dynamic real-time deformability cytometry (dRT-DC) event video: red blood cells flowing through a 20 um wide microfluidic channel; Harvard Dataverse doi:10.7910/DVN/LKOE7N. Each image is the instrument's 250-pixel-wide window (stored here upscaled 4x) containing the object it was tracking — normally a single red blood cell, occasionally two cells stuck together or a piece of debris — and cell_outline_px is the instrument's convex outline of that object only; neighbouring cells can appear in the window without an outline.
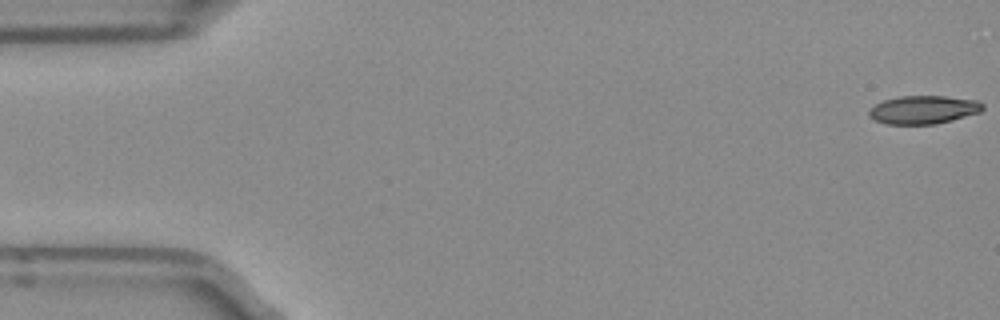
{"species": "Egyptian fruit bat (a non-hibernating species)", "species_latin": "Rousettus aegyptiacus", "temperature_condition": "room temperature", "stored_images_in_passage": 41, "camera_frame_rate_fps": 3000, "um_per_image_px": 0.085, "frame": {"image": 1, "passage_image": 1, "time_ms": 0.0, "image_size_px": [1000, 320], "cell_outline_px": [[984, 108], [980, 112], [952, 120], [936, 124], [884, 124], [868, 116], [868, 112], [876, 104], [884, 100], [900, 96], [944, 96], [976, 100], [984, 104]], "centroid_in_image_um": [78.5, 9.33], "position_along_channel_um": 6.5, "area_um2": 18.67}}
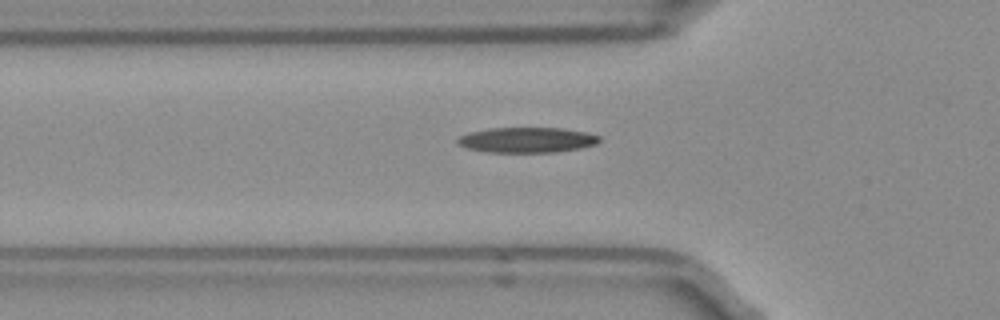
{"frame": {"image": 2, "passage_image": 17, "time_ms": 5.333, "image_size_px": [1000, 320], "cell_outline_px": [[600, 140], [596, 144], [580, 148], [556, 152], [488, 152], [468, 148], [456, 144], [456, 140], [460, 136], [468, 132], [492, 128], [564, 128], [588, 132], [600, 136]], "centroid_in_image_um": [44.8, 11.89], "position_along_channel_um": 81.0, "area_um2": 20.98}}
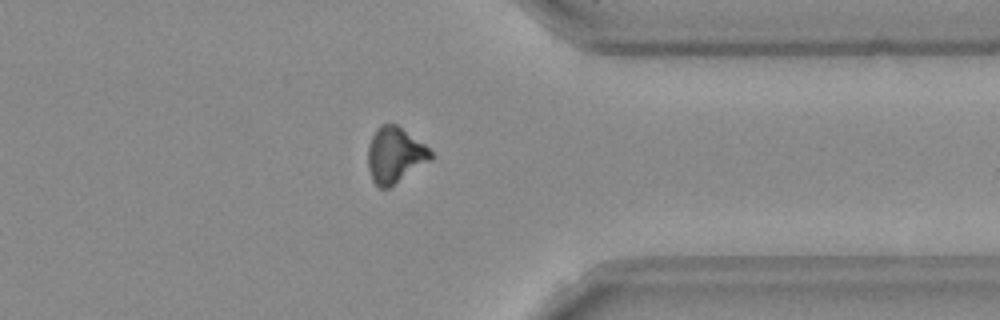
{"frame": {"image": 3, "passage_image": 40, "time_ms": 13.0, "image_size_px": [1000, 320], "cell_outline_px": [[436, 156], [432, 160], [388, 188], [380, 188], [372, 180], [368, 168], [368, 144], [376, 128], [380, 124], [396, 124], [424, 144]], "centroid_in_image_um": [33.57, 13.18], "position_along_channel_um": 377.8, "area_um2": 20.46}}